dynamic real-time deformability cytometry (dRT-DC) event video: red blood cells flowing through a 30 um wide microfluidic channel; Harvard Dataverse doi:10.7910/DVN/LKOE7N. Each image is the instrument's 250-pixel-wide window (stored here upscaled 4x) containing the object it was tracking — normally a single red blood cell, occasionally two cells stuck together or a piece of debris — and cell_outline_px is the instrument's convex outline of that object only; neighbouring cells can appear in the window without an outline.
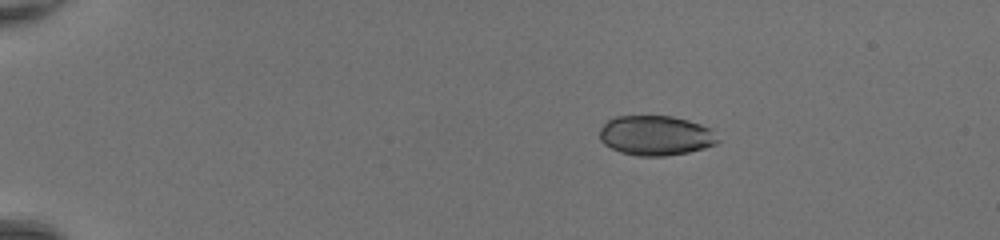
{"species": "common noctule bat (a hibernating species)", "species_latin": "Nyctalus noctula", "temperature_condition": "room temperature", "stored_images_in_passage": 41, "camera_frame_rate_fps": 3000, "um_per_image_px": 0.085, "animal": {"sex": "female", "body_mass_g": 20.0, "forearm_length_mm": 54.0}, "frame": {"image": 1, "passage_image": 1, "time_ms": 0.0, "image_size_px": [1000, 240], "cell_outline_px": [[720, 140], [716, 144], [704, 148], [688, 152], [664, 156], [636, 156], [620, 152], [604, 144], [600, 140], [600, 128], [608, 120], [616, 116], [672, 116], [688, 120], [700, 124], [708, 128]], "centroid_in_image_um": [55.71, 11.52], "position_along_channel_um": 29.3, "area_um2": 27.34}}
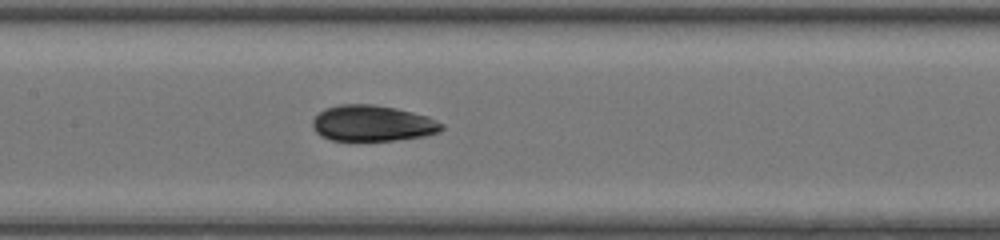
{"frame": {"image": 2, "passage_image": 18, "time_ms": 5.667, "image_size_px": [1000, 240], "cell_outline_px": [[444, 128], [440, 132], [424, 136], [396, 140], [332, 140], [320, 136], [316, 132], [312, 124], [312, 120], [324, 108], [340, 104], [372, 104], [396, 108], [428, 116], [444, 124]], "centroid_in_image_um": [31.68, 10.47], "position_along_channel_um": 175.7, "area_um2": 27.11}}
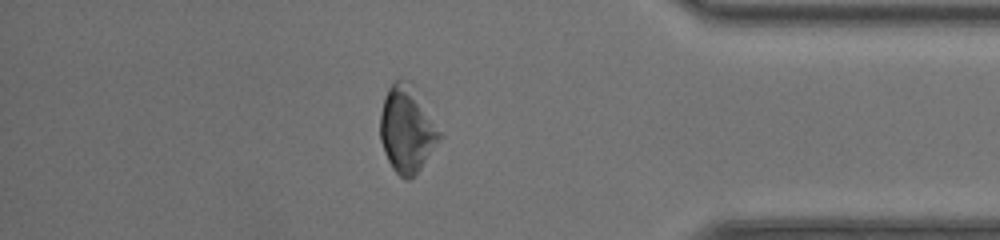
{"frame": {"image": 3, "passage_image": 35, "time_ms": 11.333, "image_size_px": [1000, 240], "cell_outline_px": [[440, 140], [420, 168], [408, 180], [404, 180], [392, 168], [384, 152], [380, 140], [380, 112], [384, 96], [388, 88], [396, 80], [408, 80], [412, 84], [440, 132]], "centroid_in_image_um": [34.55, 10.99], "position_along_channel_um": 400.7, "area_um2": 29.42}, "authors_computed_cell_mechanics": {"area_um2": 27.744, "velocity_mm_per_s": 4.3468, "shape_relaxation_time_tau1_ms": 4.5449, "shape_relaxation_time_tau2_ms": 1.5285, "deformation_change_tau1": 0.1597, "deformation_change_tau2": 0.0506}}